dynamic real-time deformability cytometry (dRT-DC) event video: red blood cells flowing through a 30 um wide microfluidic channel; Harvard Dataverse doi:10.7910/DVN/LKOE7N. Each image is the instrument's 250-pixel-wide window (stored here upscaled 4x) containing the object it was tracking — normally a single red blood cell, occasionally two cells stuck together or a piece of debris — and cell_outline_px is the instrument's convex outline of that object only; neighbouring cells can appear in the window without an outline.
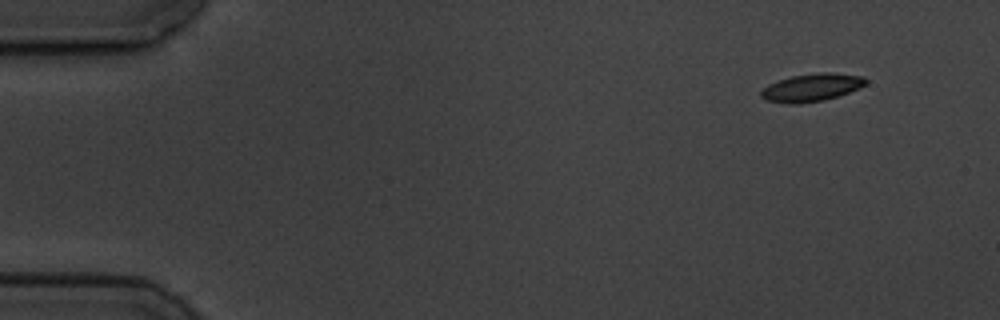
{"species": "common noctule bat (a hibernating species)", "species_latin": "Nyctalus noctula", "temperature_condition": "cold", "stored_images_in_passage": 9, "camera_frame_rate_fps": 3000, "um_per_image_px": 0.085, "animal": {"sex": "male", "body_mass_g": 19.5, "forearm_length_mm": 54.6}, "frame": {"image": 1, "passage_image": 1, "time_ms": 0.0, "image_size_px": [1000, 320], "cell_outline_px": [[868, 80], [864, 84], [848, 92], [824, 100], [800, 104], [792, 104], [764, 100], [760, 96], [760, 92], [768, 84], [792, 76], [824, 72], [832, 72], [864, 76]], "centroid_in_image_um": [68.96, 7.44], "position_along_channel_um": 16.0, "area_um2": 16.76}}
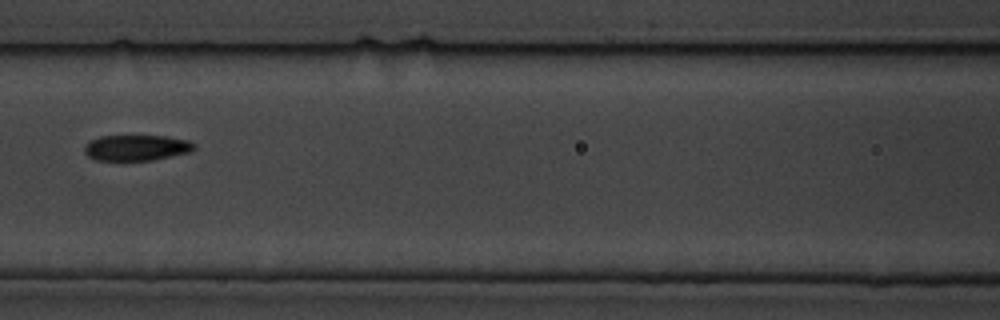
{"frame": {"image": 2, "passage_image": 7, "time_ms": 7.0, "image_size_px": [1000, 320], "cell_outline_px": [[196, 148], [188, 152], [152, 160], [92, 160], [84, 152], [84, 144], [88, 140], [100, 136], [164, 136], [188, 140], [196, 144]], "centroid_in_image_um": [11.54, 12.55], "position_along_channel_um": 155.1, "area_um2": 16.53}}
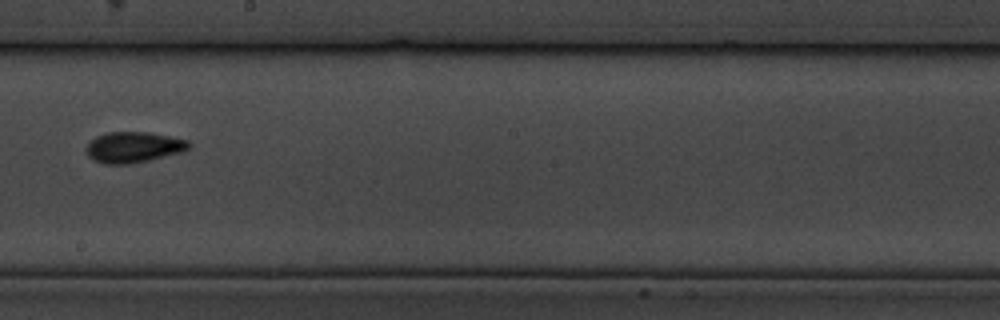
{"frame": {"image": 3, "passage_image": 9, "time_ms": 9.333, "image_size_px": [1000, 320], "cell_outline_px": [[192, 144], [184, 152], [132, 164], [104, 164], [88, 156], [88, 144], [96, 136], [108, 132], [148, 132], [188, 140]], "centroid_in_image_um": [11.4, 12.52], "position_along_channel_um": 236.8, "area_um2": 18.32}}